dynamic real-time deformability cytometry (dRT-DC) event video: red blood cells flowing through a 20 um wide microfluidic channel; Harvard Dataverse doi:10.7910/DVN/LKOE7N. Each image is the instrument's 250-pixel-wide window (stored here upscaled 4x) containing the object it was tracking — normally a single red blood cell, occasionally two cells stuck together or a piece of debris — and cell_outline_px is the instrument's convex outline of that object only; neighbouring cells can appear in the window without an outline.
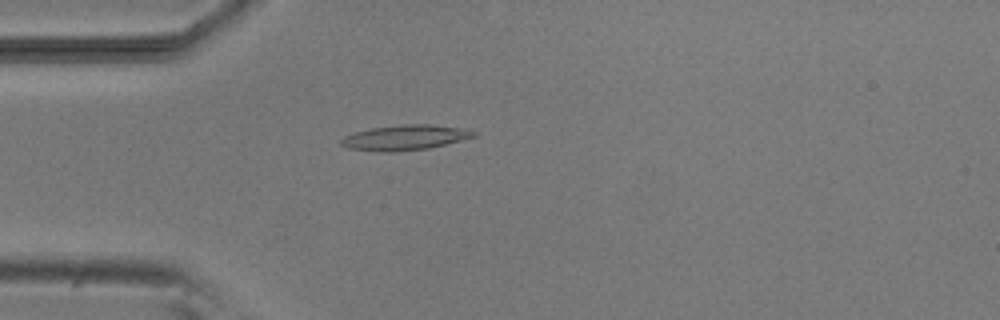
{"species": "common noctule bat (a hibernating species)", "species_latin": "Nyctalus noctula", "temperature_condition": "room temperature", "stored_images_in_passage": 5, "camera_frame_rate_fps": 3000, "um_per_image_px": 0.085, "animal": {"sex": "male", "body_mass_g": 20.5, "forearm_length_mm": 52.5}, "frame": {"image": 1, "passage_image": 5, "time_ms": 4.333, "image_size_px": [1000, 320], "cell_outline_px": [[476, 136], [428, 148], [392, 152], [380, 152], [348, 148], [340, 144], [340, 140], [344, 136], [356, 132], [372, 128], [404, 124], [428, 124], [468, 128], [476, 132]], "centroid_in_image_um": [34.43, 11.68], "position_along_channel_um": 50.6, "area_um2": 19.36}}